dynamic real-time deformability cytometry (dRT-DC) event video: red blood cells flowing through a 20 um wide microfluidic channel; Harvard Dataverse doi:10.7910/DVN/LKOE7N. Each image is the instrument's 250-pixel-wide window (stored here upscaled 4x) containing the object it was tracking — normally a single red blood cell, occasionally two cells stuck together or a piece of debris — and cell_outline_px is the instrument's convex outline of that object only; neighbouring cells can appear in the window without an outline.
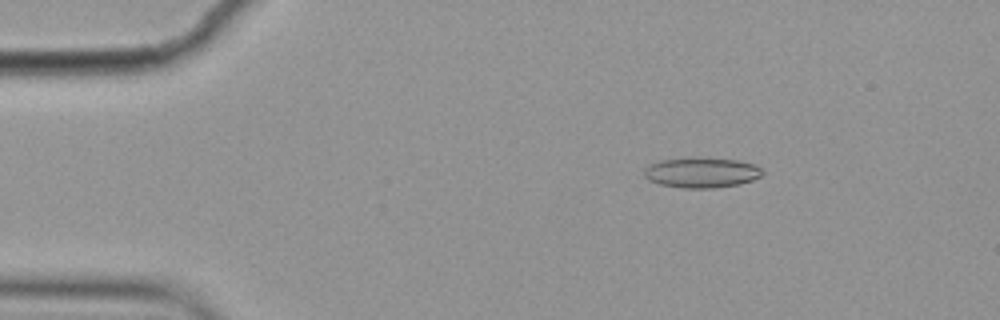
{"species": "common noctule bat (a hibernating species)", "species_latin": "Nyctalus noctula", "temperature_condition": "cold", "stored_images_in_passage": 7, "camera_frame_rate_fps": 3000, "um_per_image_px": 0.085, "animal": {"sex": "female", "body_mass_g": 19.9}, "frame": {"image": 1, "passage_image": 3, "time_ms": 0.667, "image_size_px": [1000, 320], "cell_outline_px": [[764, 172], [760, 176], [752, 180], [740, 184], [712, 188], [680, 188], [660, 184], [648, 180], [644, 176], [644, 168], [648, 164], [660, 160], [736, 160], [756, 164]], "centroid_in_image_um": [59.62, 14.71], "position_along_channel_um": 25.4, "area_um2": 20.17}}
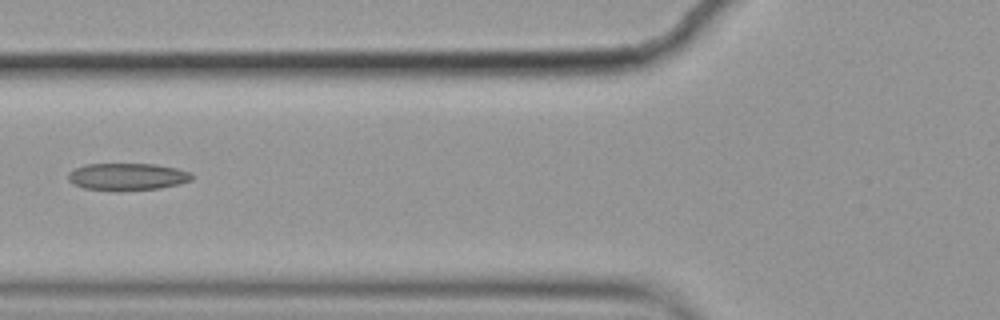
{"frame": {"image": 2, "passage_image": 6, "time_ms": 1.667, "image_size_px": [1000, 320], "cell_outline_px": [[192, 180], [180, 184], [160, 188], [120, 192], [116, 192], [84, 188], [68, 180], [68, 172], [84, 164], [156, 164], [176, 168], [192, 172]], "centroid_in_image_um": [10.84, 15.03], "position_along_channel_um": 115.0, "area_um2": 19.94}}
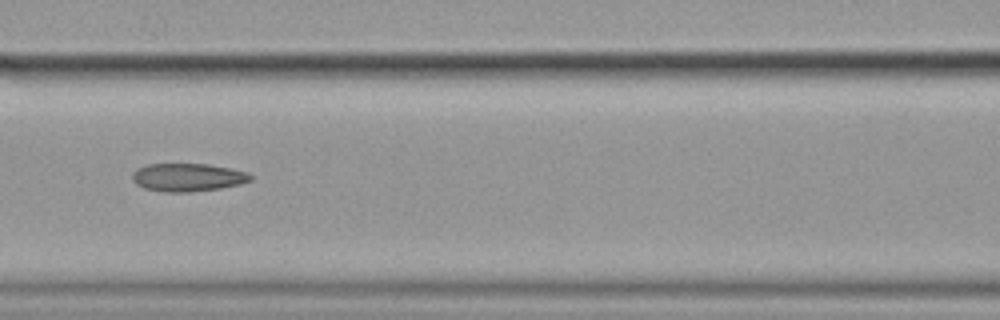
{"frame": {"image": 3, "passage_image": 7, "time_ms": 2.0, "image_size_px": [1000, 320], "cell_outline_px": [[252, 180], [240, 184], [220, 188], [188, 192], [164, 192], [144, 188], [136, 184], [132, 180], [132, 172], [148, 164], [208, 164], [248, 172], [252, 176]], "centroid_in_image_um": [15.95, 15.08], "position_along_channel_um": 150.6, "area_um2": 19.25}}